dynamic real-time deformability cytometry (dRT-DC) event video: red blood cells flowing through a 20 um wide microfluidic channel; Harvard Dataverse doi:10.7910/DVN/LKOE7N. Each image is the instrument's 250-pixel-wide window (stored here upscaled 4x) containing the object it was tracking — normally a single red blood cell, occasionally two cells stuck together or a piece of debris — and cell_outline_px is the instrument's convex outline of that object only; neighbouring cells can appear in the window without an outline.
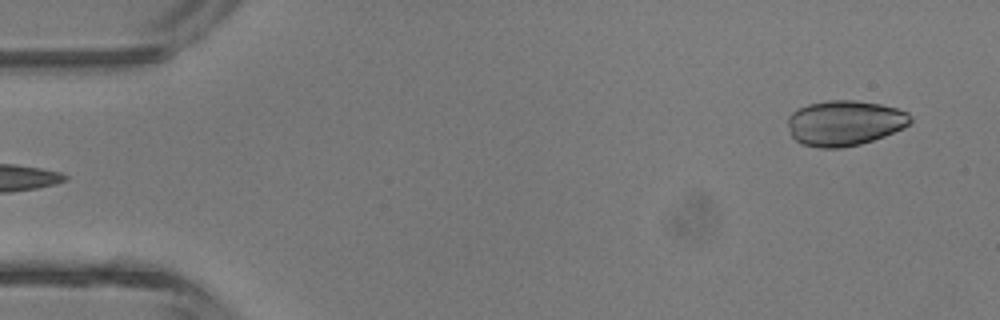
{"species": "common noctule bat (a hibernating species)", "species_latin": "Nyctalus noctula", "temperature_condition": "room temperature", "stored_images_in_passage": 4, "segment_of_instrument_passage": [2, 2], "camera_frame_rate_fps": 3000, "um_per_image_px": 0.085, "animal": {"sex": "male", "body_mass_g": 13.3}, "frame": {"image": 1, "passage_image": 4, "time_ms": 4.333, "image_size_px": [1000, 320], "cell_outline_px": [[912, 124], [904, 128], [884, 136], [860, 144], [840, 148], [820, 148], [800, 144], [792, 136], [788, 124], [788, 116], [792, 112], [808, 104], [828, 100], [852, 100], [880, 104], [896, 108], [908, 112], [912, 116]], "centroid_in_image_um": [71.82, 10.46], "position_along_channel_um": 13.2, "area_um2": 32.48}}